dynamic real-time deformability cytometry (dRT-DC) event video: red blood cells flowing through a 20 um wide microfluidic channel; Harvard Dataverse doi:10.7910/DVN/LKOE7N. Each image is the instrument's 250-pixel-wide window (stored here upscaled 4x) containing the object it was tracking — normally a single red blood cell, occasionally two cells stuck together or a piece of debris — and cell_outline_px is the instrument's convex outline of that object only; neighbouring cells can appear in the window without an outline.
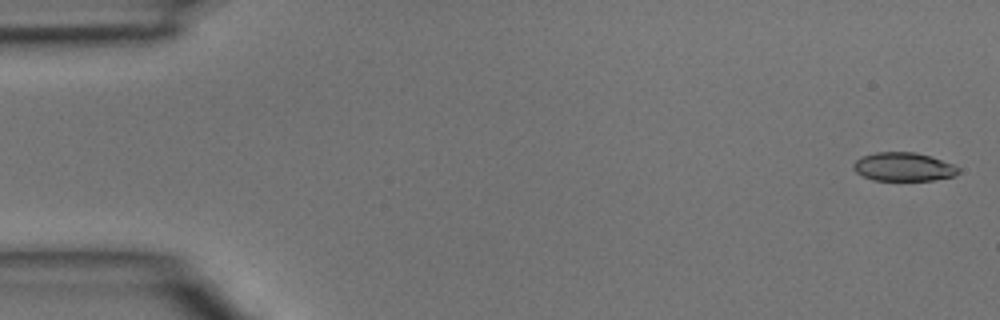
{"species": "common noctule bat (a hibernating species)", "species_latin": "Nyctalus noctula", "temperature_condition": "room temperature", "stored_images_in_passage": 45, "camera_frame_rate_fps": 3000, "um_per_image_px": 0.085, "animal": {"sex": "male", "body_mass_g": 15.6}, "frame": {"image": 1, "passage_image": 1, "time_ms": 0.0, "image_size_px": [1000, 320], "cell_outline_px": [[960, 172], [956, 176], [932, 180], [872, 180], [856, 172], [852, 168], [852, 164], [860, 156], [876, 152], [916, 152], [952, 164], [960, 168]], "centroid_in_image_um": [76.77, 14.18], "position_along_channel_um": 8.2, "area_um2": 17.51}}
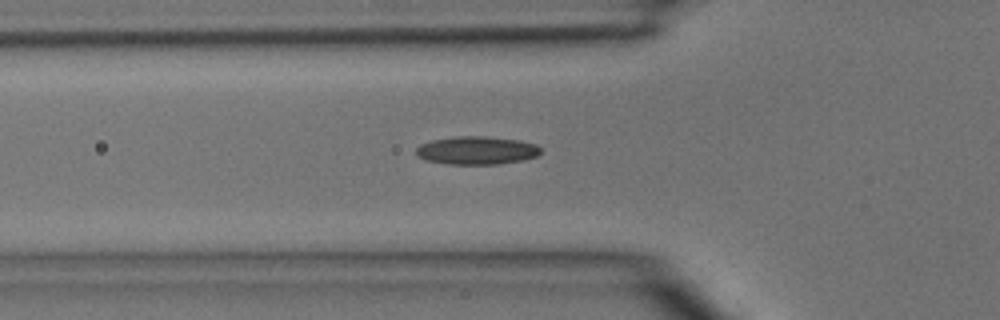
{"frame": {"image": 2, "passage_image": 15, "time_ms": 4.667, "image_size_px": [1000, 320], "cell_outline_px": [[540, 152], [536, 156], [524, 160], [500, 164], [448, 164], [424, 160], [416, 156], [416, 148], [420, 144], [432, 140], [456, 136], [488, 136], [520, 140], [536, 144], [540, 148]], "centroid_in_image_um": [40.5, 12.78], "position_along_channel_um": 85.3, "area_um2": 20.63}}
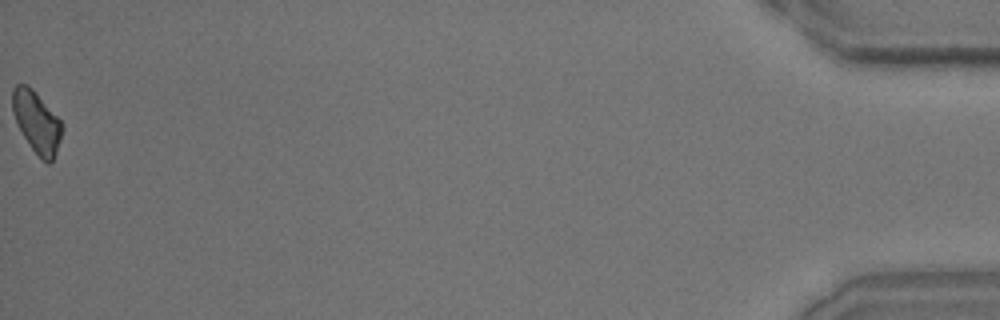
{"frame": {"image": 3, "passage_image": 45, "time_ms": 14.667, "image_size_px": [1000, 320], "cell_outline_px": [[64, 128], [56, 152], [52, 160], [48, 164], [40, 160], [24, 136], [12, 112], [12, 88], [16, 84], [24, 84], [32, 88], [64, 124]], "centroid_in_image_um": [3.13, 10.37], "position_along_channel_um": 432.1, "area_um2": 17.69}}